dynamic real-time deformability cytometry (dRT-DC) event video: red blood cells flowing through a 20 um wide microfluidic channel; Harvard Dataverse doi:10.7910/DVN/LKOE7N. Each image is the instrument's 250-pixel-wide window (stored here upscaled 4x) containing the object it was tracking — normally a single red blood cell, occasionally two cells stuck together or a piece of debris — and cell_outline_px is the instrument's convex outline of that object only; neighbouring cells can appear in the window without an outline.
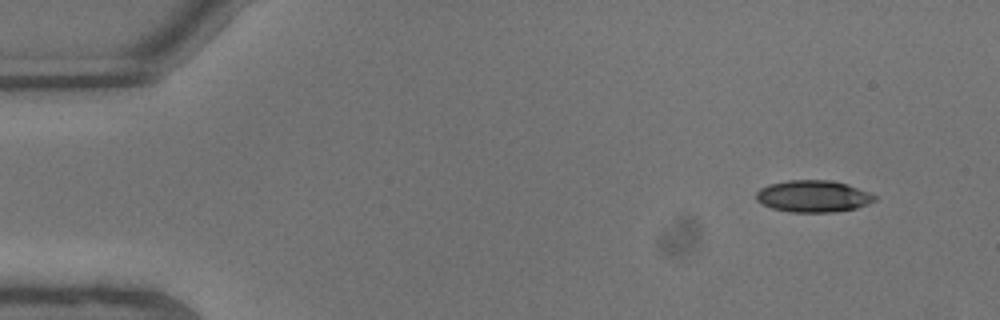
{"species": "common noctule bat (a hibernating species)", "species_latin": "Nyctalus noctula", "temperature_condition": "warm", "stored_images_in_passage": 9, "camera_frame_rate_fps": 3000, "um_per_image_px": 0.085, "animal": {"sex": "male", "body_mass_g": 13.3}, "frame": {"image": 1, "passage_image": 1, "time_ms": 0.0, "image_size_px": [1000, 320], "cell_outline_px": [[876, 200], [868, 204], [856, 208], [832, 212], [788, 212], [772, 208], [760, 204], [756, 200], [756, 192], [760, 188], [768, 184], [788, 180], [828, 180], [848, 184], [868, 192], [876, 196]], "centroid_in_image_um": [69.08, 16.68], "position_along_channel_um": 15.9, "area_um2": 22.08}}
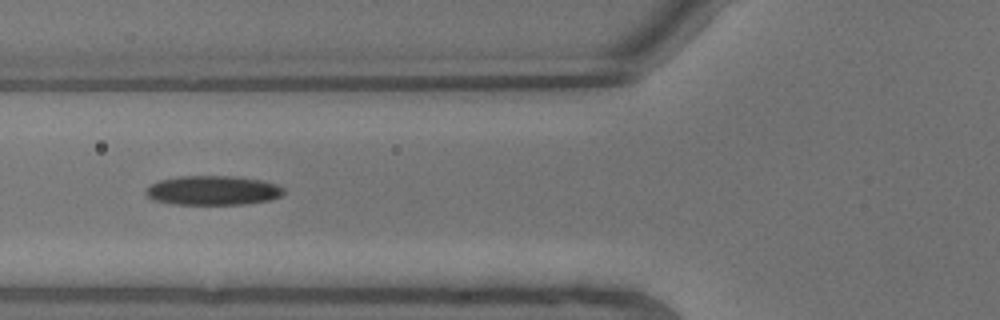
{"frame": {"image": 2, "passage_image": 7, "time_ms": 2.0, "image_size_px": [1000, 320], "cell_outline_px": [[284, 192], [280, 196], [268, 200], [244, 204], [172, 204], [152, 200], [144, 192], [152, 184], [160, 180], [180, 176], [236, 176], [260, 180], [276, 184], [284, 188]], "centroid_in_image_um": [18.08, 16.18], "position_along_channel_um": 107.7, "area_um2": 23.47}}
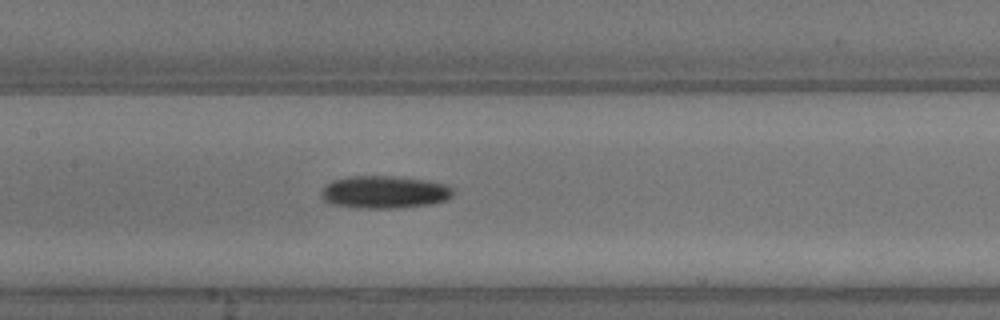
{"frame": {"image": 3, "passage_image": 9, "time_ms": 2.667, "image_size_px": [1000, 320], "cell_outline_px": [[452, 196], [448, 200], [432, 204], [396, 208], [356, 208], [332, 204], [324, 200], [320, 196], [320, 192], [324, 184], [332, 180], [348, 176], [396, 176], [428, 180], [448, 184], [452, 188]], "centroid_in_image_um": [32.66, 16.32], "position_along_channel_um": 174.7, "area_um2": 25.49}}